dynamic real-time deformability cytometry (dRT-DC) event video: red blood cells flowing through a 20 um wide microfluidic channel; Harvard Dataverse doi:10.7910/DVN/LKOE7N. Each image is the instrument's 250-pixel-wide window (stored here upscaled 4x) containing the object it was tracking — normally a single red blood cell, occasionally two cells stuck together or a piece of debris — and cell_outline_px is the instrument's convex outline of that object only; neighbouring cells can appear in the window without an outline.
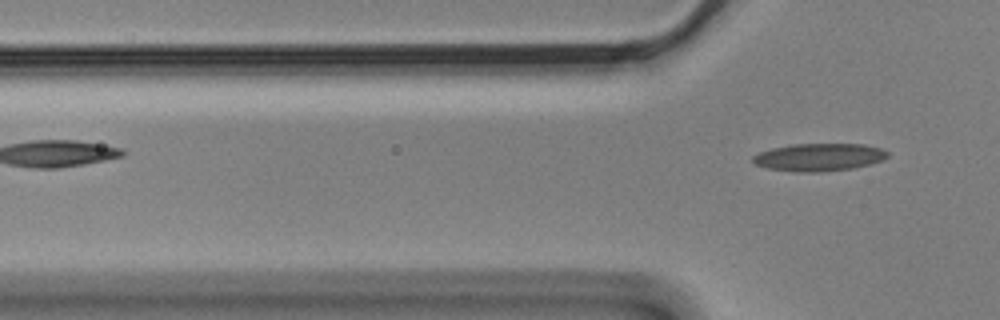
{"species": "Egyptian fruit bat (a non-hibernating species)", "species_latin": "Rousettus aegyptiacus", "temperature_condition": "cold", "stored_images_in_passage": 2, "camera_frame_rate_fps": 3000, "um_per_image_px": 0.085, "animal": {"sex": "male"}, "frame": {"image": 1, "passage_image": 2, "time_ms": 0.333, "image_size_px": [1000, 320], "cell_outline_px": [[888, 156], [872, 164], [852, 168], [820, 172], [796, 172], [768, 168], [756, 164], [752, 160], [752, 156], [760, 152], [772, 148], [792, 144], [864, 144], [880, 148], [888, 152]], "centroid_in_image_um": [69.61, 13.36], "position_along_channel_um": 56.2, "area_um2": 21.62}}